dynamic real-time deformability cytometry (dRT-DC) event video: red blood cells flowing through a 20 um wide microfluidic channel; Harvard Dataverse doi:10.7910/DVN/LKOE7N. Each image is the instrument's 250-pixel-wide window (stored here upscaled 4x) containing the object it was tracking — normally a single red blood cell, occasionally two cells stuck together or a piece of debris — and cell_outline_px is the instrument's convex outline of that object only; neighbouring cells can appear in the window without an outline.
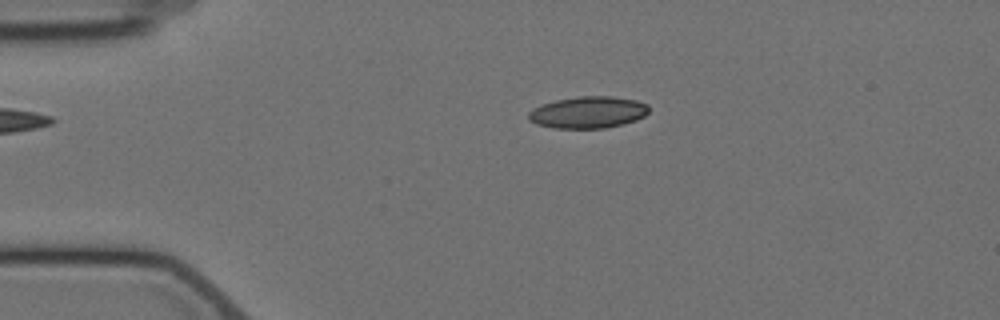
{"species": "Egyptian fruit bat (a non-hibernating species)", "species_latin": "Rousettus aegyptiacus", "temperature_condition": "cold", "stored_images_in_passage": 5, "camera_frame_rate_fps": 3000, "um_per_image_px": 0.085, "animal": {"sex": "female"}, "frame": {"image": 1, "passage_image": 3, "time_ms": 2.333, "image_size_px": [1000, 320], "cell_outline_px": [[648, 112], [644, 116], [636, 120], [624, 124], [604, 128], [552, 128], [536, 124], [528, 120], [528, 112], [532, 108], [556, 100], [580, 96], [612, 96], [636, 100], [648, 104]], "centroid_in_image_um": [49.98, 9.55], "position_along_channel_um": 35.0, "area_um2": 22.37}}
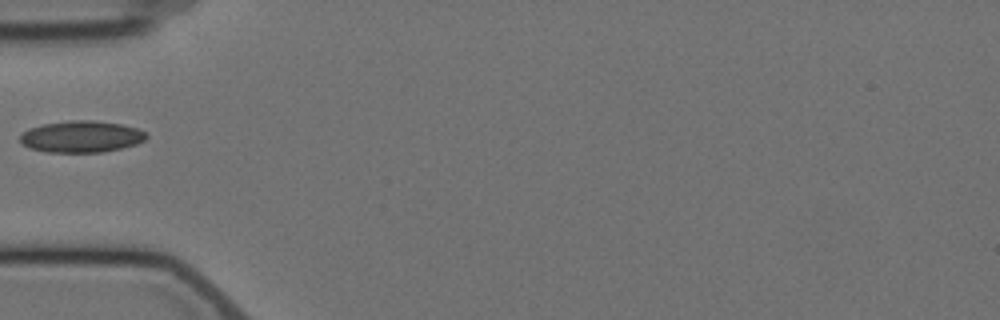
{"frame": {"image": 2, "passage_image": 5, "time_ms": 4.667, "image_size_px": [1000, 320], "cell_outline_px": [[148, 136], [144, 140], [136, 144], [120, 148], [100, 152], [44, 152], [32, 148], [24, 144], [20, 140], [20, 136], [28, 128], [44, 124], [72, 120], [92, 120], [120, 124], [136, 128], [144, 132]], "centroid_in_image_um": [6.91, 11.61], "position_along_channel_um": 78.1, "area_um2": 22.95}}